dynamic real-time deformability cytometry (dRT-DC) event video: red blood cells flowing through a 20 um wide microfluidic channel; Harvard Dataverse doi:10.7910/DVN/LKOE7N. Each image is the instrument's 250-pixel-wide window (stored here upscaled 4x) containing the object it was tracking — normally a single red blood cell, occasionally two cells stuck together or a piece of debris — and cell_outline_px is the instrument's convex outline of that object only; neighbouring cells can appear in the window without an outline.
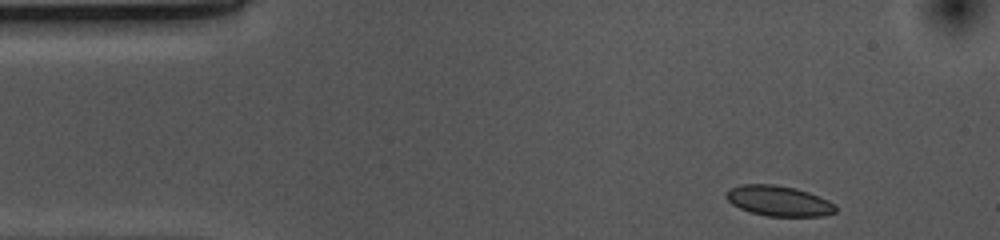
{"species": "common noctule bat (a hibernating species)", "species_latin": "Nyctalus noctula", "temperature_condition": "cold", "stored_images_in_passage": 39, "camera_frame_rate_fps": 3000, "um_per_image_px": 0.085, "animal": {"sex": "female", "body_mass_g": 10.0, "forearm_length_mm": 53.1}, "frame": {"image": 1, "passage_image": 1, "time_ms": 0.0, "image_size_px": [1000, 240], "cell_outline_px": [[836, 212], [824, 216], [768, 216], [752, 212], [740, 208], [732, 204], [724, 196], [724, 192], [728, 188], [740, 184], [772, 184], [796, 188], [820, 196], [836, 204]], "centroid_in_image_um": [66.18, 17.06], "position_along_channel_um": 18.8, "area_um2": 19.54}}
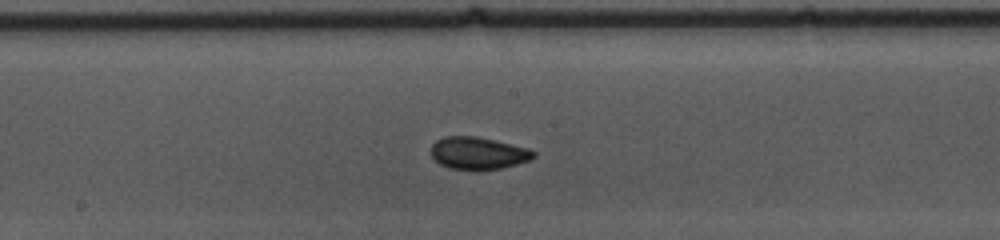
{"frame": {"image": 2, "passage_image": 22, "time_ms": 7.0, "image_size_px": [1000, 240], "cell_outline_px": [[536, 156], [532, 160], [500, 168], [476, 172], [448, 168], [440, 164], [432, 156], [432, 144], [436, 140], [444, 136], [476, 136], [528, 148], [536, 152]], "centroid_in_image_um": [40.65, 13.04], "position_along_channel_um": 207.6, "area_um2": 19.65}}
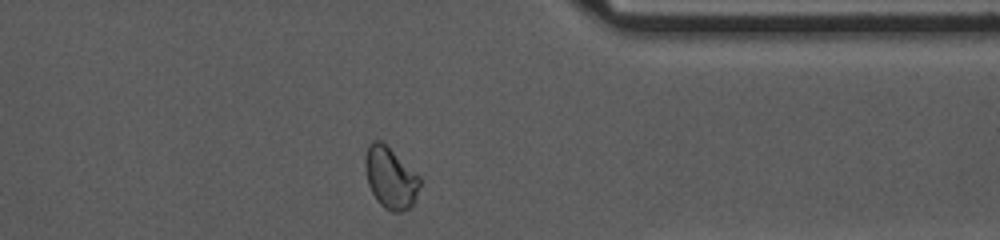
{"frame": {"image": 3, "passage_image": 37, "time_ms": 12.0, "image_size_px": [1000, 240], "cell_outline_px": [[420, 184], [416, 196], [412, 204], [408, 208], [400, 212], [392, 212], [384, 208], [376, 200], [368, 184], [364, 168], [364, 156], [372, 140], [380, 140], [420, 176]], "centroid_in_image_um": [33.16, 15.12], "position_along_channel_um": 378.2, "area_um2": 19.42}, "authors_computed_cell_mechanics": {"area_um2": 19.1896, "velocity_mm_per_s": 3.6568, "shape_relaxation_time_tau1_ms": 8.7771, "shape_relaxation_time_tau2_ms": 1.1007, "deformation_change_tau1": 0.1765, "deformation_change_tau2": 0.0357}}